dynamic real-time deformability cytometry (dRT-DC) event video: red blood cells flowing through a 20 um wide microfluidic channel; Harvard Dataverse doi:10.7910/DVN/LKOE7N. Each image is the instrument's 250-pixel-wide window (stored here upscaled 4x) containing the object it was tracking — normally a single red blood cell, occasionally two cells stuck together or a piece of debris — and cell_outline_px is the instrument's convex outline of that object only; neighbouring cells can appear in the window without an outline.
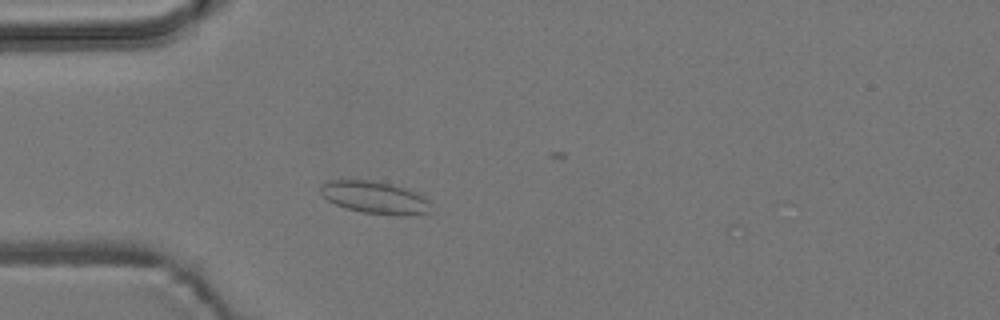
{"species": "common noctule bat (a hibernating species)", "species_latin": "Nyctalus noctula", "temperature_condition": "room temperature", "stored_images_in_passage": 12, "camera_frame_rate_fps": 3000, "um_per_image_px": 0.085, "animal": {"sex": "male", "body_mass_g": 19.2, "forearm_length_mm": 51.8}, "frame": {"image": 1, "passage_image": 11, "time_ms": 3.333, "image_size_px": [1000, 320], "cell_outline_px": [[428, 212], [404, 216], [400, 216], [360, 212], [336, 204], [328, 200], [320, 192], [320, 184], [332, 180], [368, 180], [388, 184], [420, 192], [428, 200]], "centroid_in_image_um": [31.85, 16.79], "position_along_channel_um": 53.1, "area_um2": 20.58}}